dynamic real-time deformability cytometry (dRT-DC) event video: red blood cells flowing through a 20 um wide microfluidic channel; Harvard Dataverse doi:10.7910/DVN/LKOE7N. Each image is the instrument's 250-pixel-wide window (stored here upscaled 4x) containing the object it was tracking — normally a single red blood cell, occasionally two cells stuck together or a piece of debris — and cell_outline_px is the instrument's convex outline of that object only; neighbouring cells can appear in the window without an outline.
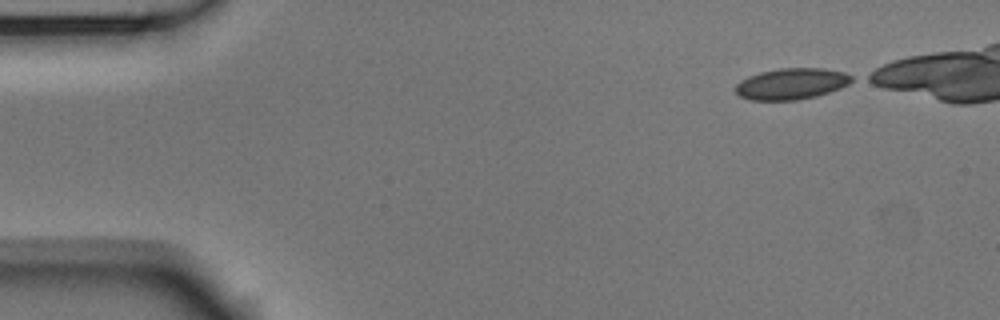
{"species": "Egyptian fruit bat (a non-hibernating species)", "species_latin": "Rousettus aegyptiacus", "temperature_condition": "room temperature", "stored_images_in_passage": 4, "camera_frame_rate_fps": 3000, "um_per_image_px": 0.085, "animal": {"sex": "male"}, "frame": {"image": 1, "passage_image": 1, "time_ms": 0.0, "image_size_px": [1000, 320], "cell_outline_px": [[856, 80], [840, 88], [816, 96], [796, 100], [748, 100], [740, 96], [736, 92], [736, 84], [740, 80], [748, 76], [760, 72], [780, 68], [824, 68], [844, 72], [852, 76]], "centroid_in_image_um": [67.28, 7.12], "position_along_channel_um": 17.7, "area_um2": 21.21}}